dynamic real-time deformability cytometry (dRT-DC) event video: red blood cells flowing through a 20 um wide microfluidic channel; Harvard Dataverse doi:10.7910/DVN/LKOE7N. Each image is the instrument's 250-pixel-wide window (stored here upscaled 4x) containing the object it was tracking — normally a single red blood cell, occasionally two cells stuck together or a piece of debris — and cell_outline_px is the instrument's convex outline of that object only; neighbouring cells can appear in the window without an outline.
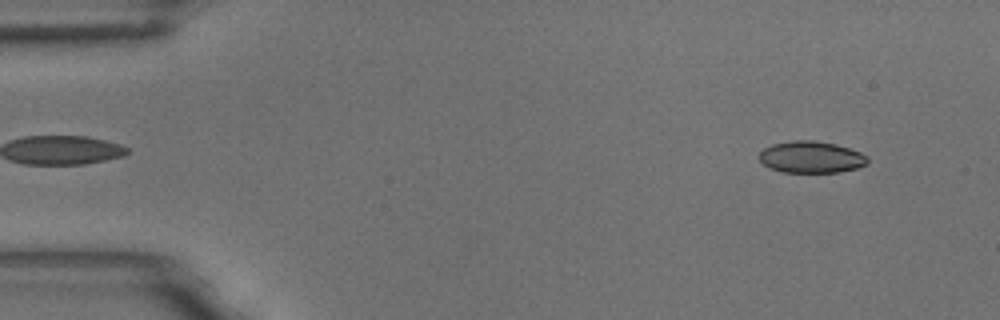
{"species": "common noctule bat (a hibernating species)", "species_latin": "Nyctalus noctula", "temperature_condition": "room temperature", "stored_images_in_passage": 5, "segment_of_instrument_passage": [2, 2], "camera_frame_rate_fps": 3000, "um_per_image_px": 0.085, "animal": {"sex": "male", "body_mass_g": 18.8}, "frame": {"image": 1, "passage_image": 5, "time_ms": 1.333, "image_size_px": [1000, 320], "cell_outline_px": [[868, 164], [856, 168], [840, 172], [784, 172], [772, 168], [764, 164], [760, 160], [760, 152], [764, 148], [772, 144], [792, 140], [812, 140], [836, 144], [860, 152], [868, 156]], "centroid_in_image_um": [68.98, 13.35], "position_along_channel_um": 16.0, "area_um2": 19.94}}